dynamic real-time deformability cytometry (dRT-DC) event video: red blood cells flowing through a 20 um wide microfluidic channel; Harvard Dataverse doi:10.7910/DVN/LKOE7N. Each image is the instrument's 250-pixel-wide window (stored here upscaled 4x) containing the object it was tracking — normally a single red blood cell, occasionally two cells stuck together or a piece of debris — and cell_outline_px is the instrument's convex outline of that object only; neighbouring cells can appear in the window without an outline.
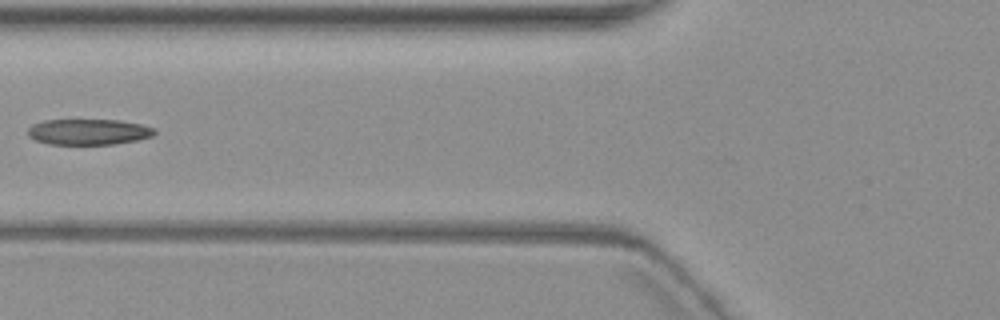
{"species": "common noctule bat (a hibernating species)", "species_latin": "Nyctalus noctula", "temperature_condition": "warm", "stored_images_in_passage": 7, "camera_frame_rate_fps": 3000, "um_per_image_px": 0.085, "animal": {"sex": "female", "body_mass_g": 19.3, "forearm_length_mm": 54.1}, "frame": {"image": 1, "passage_image": 5, "time_ms": 5.667, "image_size_px": [1000, 320], "cell_outline_px": [[156, 132], [152, 136], [136, 140], [116, 144], [48, 144], [36, 140], [28, 136], [28, 128], [32, 124], [44, 120], [120, 120], [140, 124], [156, 128]], "centroid_in_image_um": [7.52, 11.2], "position_along_channel_um": 118.3, "area_um2": 19.07}}
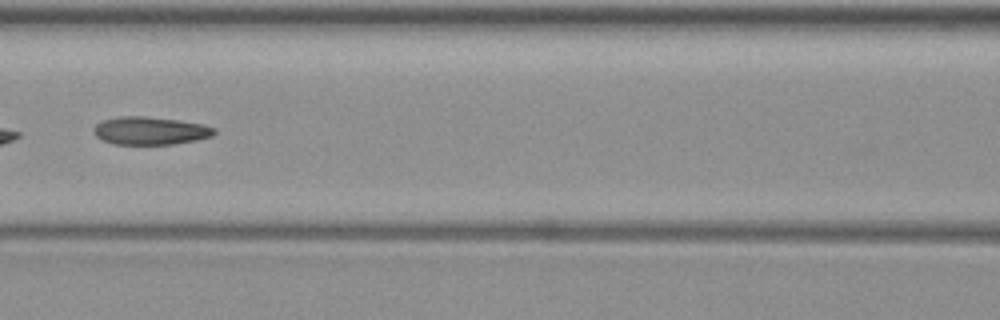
{"frame": {"image": 2, "passage_image": 6, "time_ms": 6.667, "image_size_px": [1000, 320], "cell_outline_px": [[216, 132], [212, 136], [196, 140], [172, 144], [112, 144], [96, 136], [92, 132], [92, 128], [96, 124], [104, 120], [120, 116], [144, 116], [180, 120], [204, 124], [216, 128]], "centroid_in_image_um": [12.77, 11.1], "position_along_channel_um": 153.8, "area_um2": 19.71}}
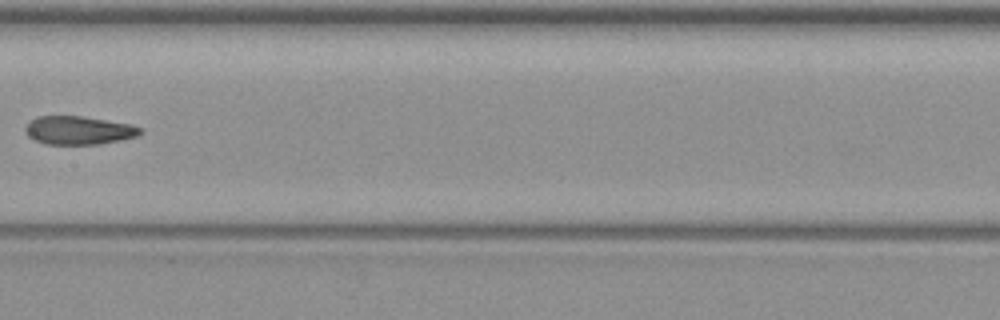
{"frame": {"image": 3, "passage_image": 7, "time_ms": 8.0, "image_size_px": [1000, 320], "cell_outline_px": [[144, 132], [140, 136], [100, 144], [44, 144], [28, 136], [24, 128], [36, 116], [80, 116], [128, 124], [144, 128]], "centroid_in_image_um": [6.72, 11.08], "position_along_channel_um": 200.7, "area_um2": 18.96}}